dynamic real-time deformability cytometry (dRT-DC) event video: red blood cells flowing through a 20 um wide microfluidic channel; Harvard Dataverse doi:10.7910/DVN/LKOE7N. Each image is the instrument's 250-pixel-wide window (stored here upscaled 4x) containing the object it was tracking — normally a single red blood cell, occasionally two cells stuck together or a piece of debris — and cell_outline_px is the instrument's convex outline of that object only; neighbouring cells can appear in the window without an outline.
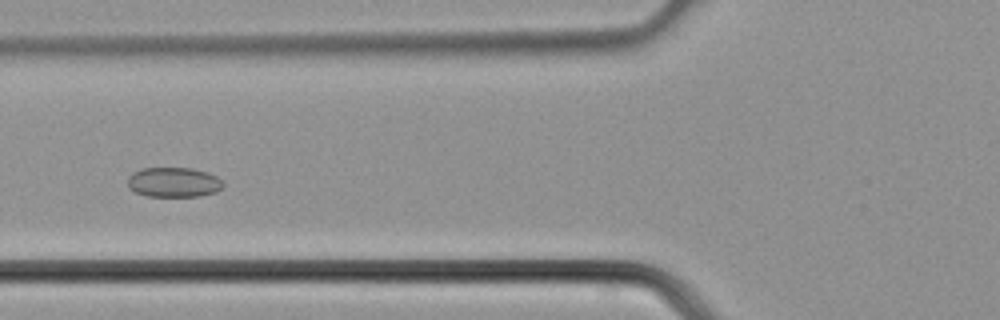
{"species": "common noctule bat (a hibernating species)", "species_latin": "Nyctalus noctula", "temperature_condition": "cold", "stored_images_in_passage": 34, "camera_frame_rate_fps": 3000, "um_per_image_px": 0.085, "animal": {"sex": "male", "body_mass_g": 21.5, "forearm_length_mm": 52.0}, "frame": {"image": 1, "passage_image": 11, "time_ms": 3.333, "image_size_px": [1000, 320], "cell_outline_px": [[224, 188], [216, 192], [200, 196], [148, 196], [136, 192], [128, 188], [128, 176], [132, 172], [140, 168], [192, 168], [208, 172], [216, 176], [224, 184]], "centroid_in_image_um": [14.76, 15.48], "position_along_channel_um": 111.0, "area_um2": 16.76}}
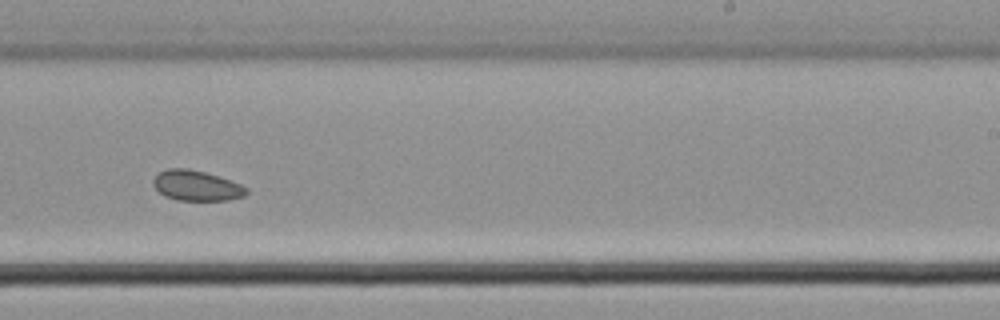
{"frame": {"image": 2, "passage_image": 20, "time_ms": 6.333, "image_size_px": [1000, 320], "cell_outline_px": [[248, 192], [244, 196], [228, 200], [176, 200], [164, 196], [152, 184], [152, 180], [160, 172], [168, 168], [188, 168], [204, 172], [240, 184], [248, 188]], "centroid_in_image_um": [16.68, 15.78], "position_along_channel_um": 272.3, "area_um2": 16.3}}
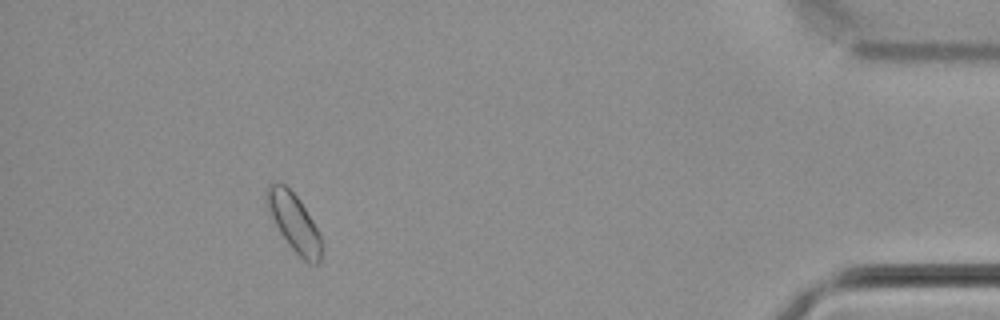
{"frame": {"image": 3, "passage_image": 31, "time_ms": 10.0, "image_size_px": [1000, 320], "cell_outline_px": [[324, 248], [320, 264], [308, 264], [288, 244], [280, 232], [264, 200], [264, 192], [268, 184], [276, 180], [284, 184], [300, 200], [312, 220], [324, 244]], "centroid_in_image_um": [25.0, 18.91], "position_along_channel_um": 410.2, "area_um2": 18.73}}